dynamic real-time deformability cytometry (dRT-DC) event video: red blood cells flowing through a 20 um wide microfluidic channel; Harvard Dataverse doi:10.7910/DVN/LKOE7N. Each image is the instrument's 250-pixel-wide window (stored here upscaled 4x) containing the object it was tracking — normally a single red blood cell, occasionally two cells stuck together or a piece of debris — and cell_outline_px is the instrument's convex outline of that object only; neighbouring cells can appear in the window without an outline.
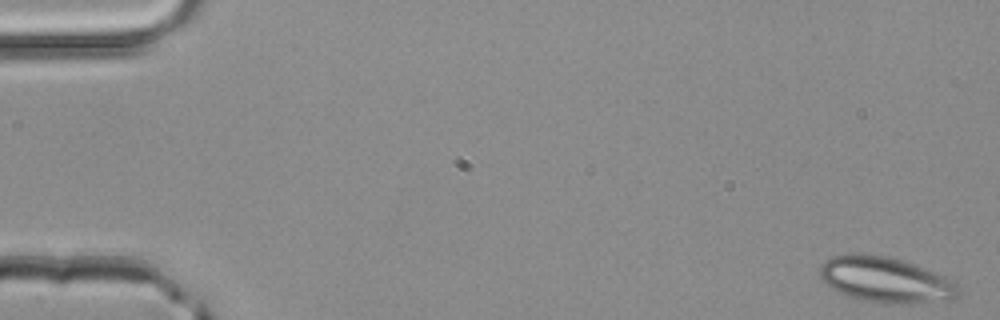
{"species": "common noctule bat (a hibernating species)", "species_latin": "Nyctalus noctula", "temperature_condition": "room temperature", "stored_images_in_passage": 50, "camera_frame_rate_fps": 3000, "um_per_image_px": 0.085, "animal": {"sex": "male", "body_mass_g": 20.4}, "frame": {"image": 1, "passage_image": 1, "time_ms": 0.0, "image_size_px": [1000, 320], "cell_outline_px": [[960, 296], [952, 300], [900, 304], [888, 304], [860, 300], [848, 296], [832, 288], [820, 276], [820, 264], [824, 260], [832, 256], [852, 252], [856, 252], [888, 256], [936, 272], [956, 280], [960, 292]], "centroid_in_image_um": [75.31, 23.78], "position_along_channel_um": 9.7, "area_um2": 37.28}}
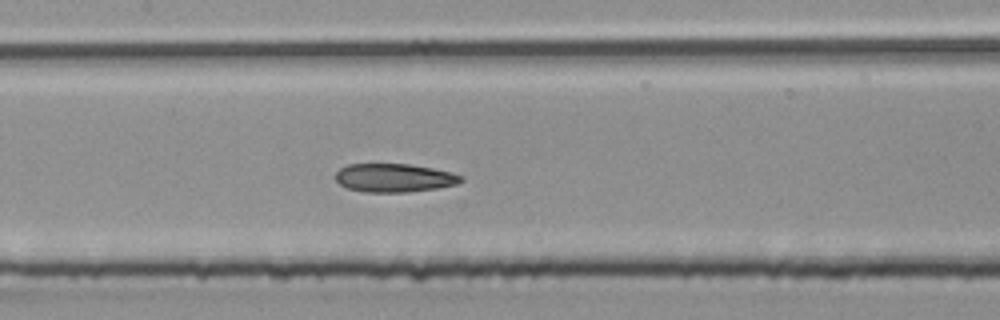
{"frame": {"image": 2, "passage_image": 24, "time_ms": 7.667, "image_size_px": [1000, 320], "cell_outline_px": [[464, 180], [456, 184], [436, 188], [408, 192], [364, 192], [348, 188], [340, 184], [336, 180], [336, 172], [340, 168], [348, 164], [408, 164], [432, 168], [452, 172], [464, 176]], "centroid_in_image_um": [33.52, 15.11], "position_along_channel_um": 173.9, "area_um2": 20.81}}
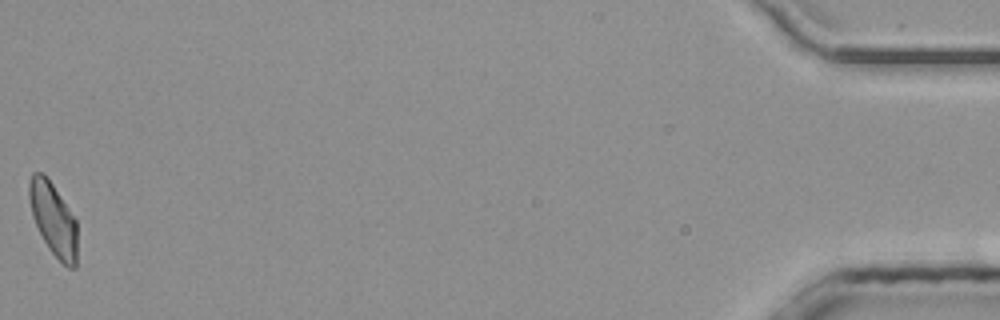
{"frame": {"image": 3, "passage_image": 50, "time_ms": 16.333, "image_size_px": [1000, 320], "cell_outline_px": [[76, 268], [68, 268], [48, 248], [32, 216], [28, 196], [28, 184], [32, 172], [40, 172], [52, 184], [76, 220]], "centroid_in_image_um": [4.51, 18.63], "position_along_channel_um": 430.7, "area_um2": 20.0}, "authors_computed_cell_mechanics": {"area_um2": 21.386, "velocity_mm_per_s": 4.1633, "shape_relaxation_time_tau1_ms": null, "shape_relaxation_time_tau2_ms": 3.5071, "deformation_change_tau1": null, "deformation_change_tau2": 0.0975}}